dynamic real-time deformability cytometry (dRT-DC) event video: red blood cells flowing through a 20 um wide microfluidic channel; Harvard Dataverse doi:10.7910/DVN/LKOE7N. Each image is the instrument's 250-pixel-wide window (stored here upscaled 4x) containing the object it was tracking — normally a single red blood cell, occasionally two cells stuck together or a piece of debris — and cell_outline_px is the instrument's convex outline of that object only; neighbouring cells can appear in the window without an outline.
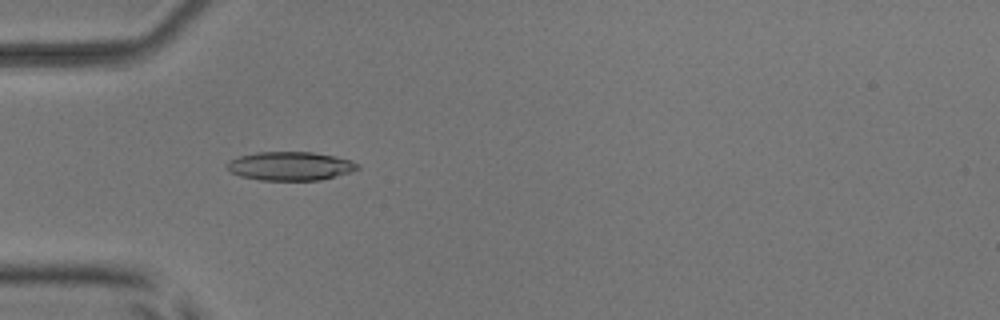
{"species": "common noctule bat (a hibernating species)", "species_latin": "Nyctalus noctula", "temperature_condition": "room temperature", "stored_images_in_passage": 36, "camera_frame_rate_fps": 3000, "um_per_image_px": 0.085, "animal": {"sex": "male", "body_mass_g": 17.9, "forearm_length_mm": 54.2}, "frame": {"image": 1, "passage_image": 10, "time_ms": 3.0, "image_size_px": [1000, 320], "cell_outline_px": [[360, 168], [336, 176], [320, 180], [260, 180], [240, 176], [232, 172], [224, 164], [228, 160], [240, 156], [256, 152], [312, 152], [332, 156], [348, 160], [360, 164]], "centroid_in_image_um": [24.63, 14.11], "position_along_channel_um": 60.4, "area_um2": 21.68}}
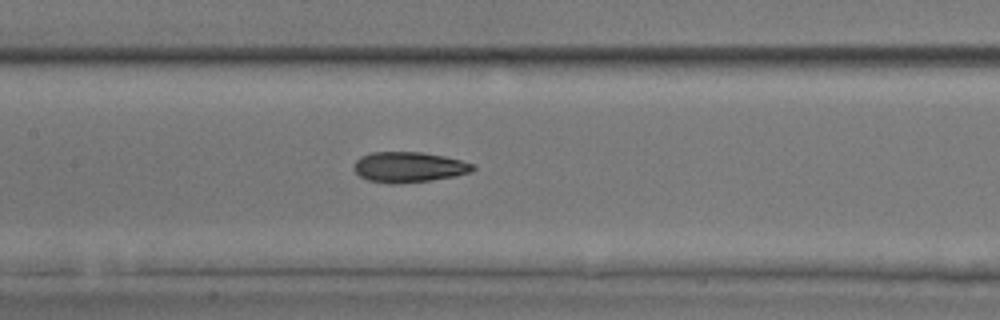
{"frame": {"image": 2, "passage_image": 19, "time_ms": 6.0, "image_size_px": [1000, 320], "cell_outline_px": [[476, 168], [472, 172], [456, 176], [432, 180], [396, 184], [392, 184], [368, 180], [360, 176], [352, 168], [352, 164], [360, 156], [368, 152], [420, 152], [444, 156], [476, 164]], "centroid_in_image_um": [34.75, 14.2], "position_along_channel_um": 172.7, "area_um2": 21.39}}
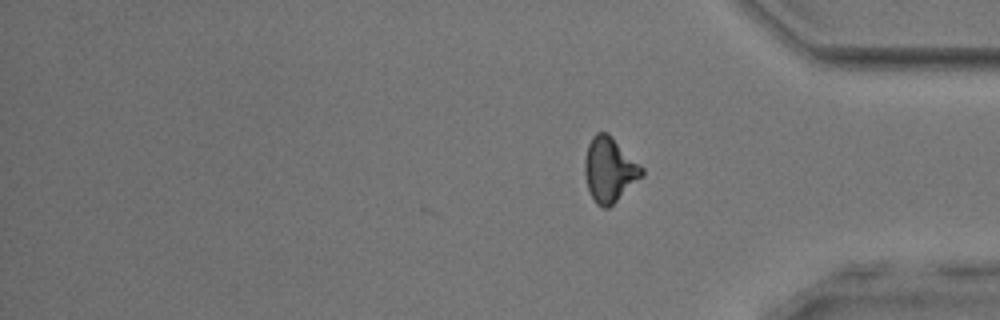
{"frame": {"image": 3, "passage_image": 36, "time_ms": 11.667, "image_size_px": [1000, 320], "cell_outline_px": [[644, 176], [608, 208], [604, 208], [596, 204], [588, 188], [584, 172], [584, 160], [588, 144], [592, 136], [596, 132], [608, 132], [644, 168]], "centroid_in_image_um": [51.81, 14.41], "position_along_channel_um": 383.4, "area_um2": 21.62}, "authors_computed_cell_mechanics": {"area_um2": 21.1259, "velocity_mm_per_s": 3.8888, "shape_relaxation_time_tau1_ms": 6.4871, "shape_relaxation_time_tau2_ms": 2.9316, "deformation_change_tau1": 0.1873, "deformation_change_tau2": 0.0951}}